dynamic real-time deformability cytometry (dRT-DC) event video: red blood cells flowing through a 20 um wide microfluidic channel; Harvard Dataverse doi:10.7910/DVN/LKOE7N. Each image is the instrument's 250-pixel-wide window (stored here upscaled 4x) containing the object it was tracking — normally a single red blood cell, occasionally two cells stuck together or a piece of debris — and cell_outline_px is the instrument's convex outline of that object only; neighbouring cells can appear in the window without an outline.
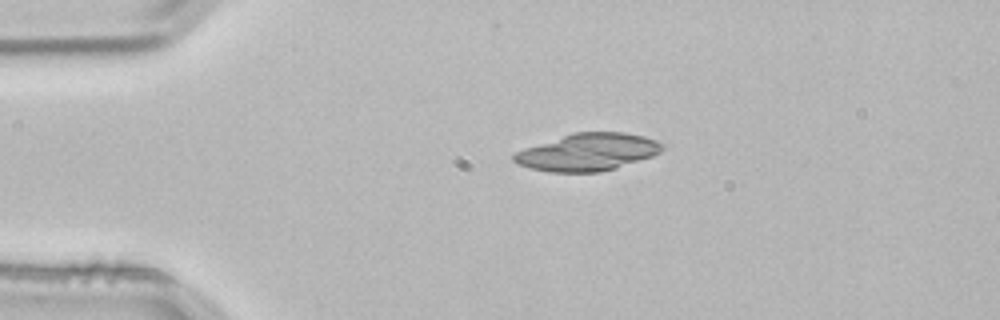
{"species": "common noctule bat (a hibernating species)", "species_latin": "Nyctalus noctula", "temperature_condition": "room temperature", "stored_images_in_passage": 3, "camera_frame_rate_fps": 3000, "um_per_image_px": 0.085, "animal": {"sex": "male", "body_mass_g": 21.5, "forearm_length_mm": 52.0}, "frame": {"image": 1, "passage_image": 2, "time_ms": 0.333, "image_size_px": [1000, 320], "cell_outline_px": [[664, 148], [660, 152], [652, 156], [616, 168], [600, 172], [548, 172], [532, 168], [520, 164], [512, 160], [512, 156], [516, 152], [524, 148], [572, 132], [624, 132], [644, 136], [656, 140], [664, 144]], "centroid_in_image_um": [49.97, 12.92], "position_along_channel_um": 35.0, "area_um2": 32.25}}